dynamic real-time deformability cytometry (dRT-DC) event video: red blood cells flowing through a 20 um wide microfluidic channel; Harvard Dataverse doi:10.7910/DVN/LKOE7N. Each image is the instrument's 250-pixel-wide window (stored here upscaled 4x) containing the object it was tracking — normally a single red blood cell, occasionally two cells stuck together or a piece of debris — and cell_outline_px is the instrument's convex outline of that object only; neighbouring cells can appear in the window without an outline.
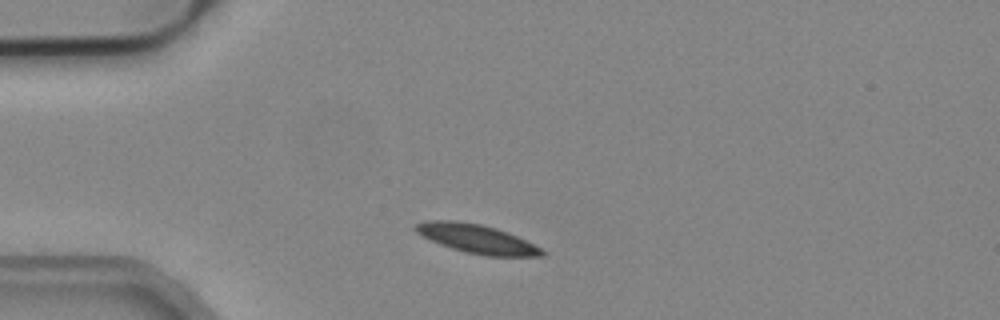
{"species": "common noctule bat (a hibernating species)", "species_latin": "Nyctalus noctula", "temperature_condition": "cold", "stored_images_in_passage": 13, "camera_frame_rate_fps": 3000, "um_per_image_px": 0.085, "animal": {"sex": "male", "body_mass_g": 19.2, "forearm_length_mm": 51.8}, "frame": {"image": 1, "passage_image": 6, "time_ms": 1.667, "image_size_px": [1000, 320], "cell_outline_px": [[548, 252], [544, 256], [484, 256], [464, 252], [440, 244], [420, 236], [412, 228], [416, 224], [424, 220], [456, 220], [480, 224], [496, 228], [508, 232]], "centroid_in_image_um": [40.48, 20.29], "position_along_channel_um": 44.5, "area_um2": 21.39}}